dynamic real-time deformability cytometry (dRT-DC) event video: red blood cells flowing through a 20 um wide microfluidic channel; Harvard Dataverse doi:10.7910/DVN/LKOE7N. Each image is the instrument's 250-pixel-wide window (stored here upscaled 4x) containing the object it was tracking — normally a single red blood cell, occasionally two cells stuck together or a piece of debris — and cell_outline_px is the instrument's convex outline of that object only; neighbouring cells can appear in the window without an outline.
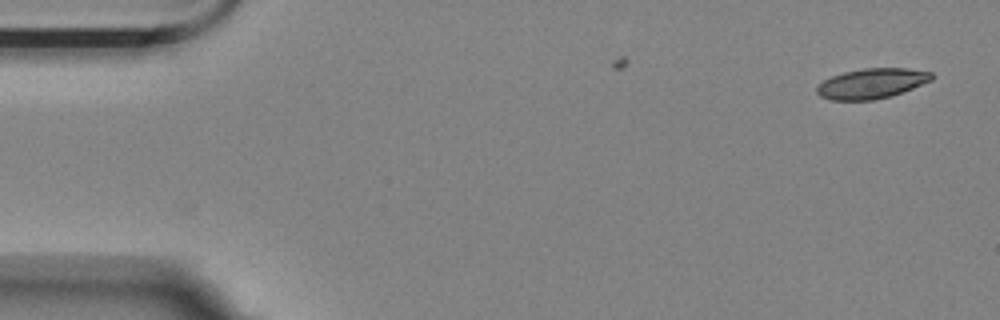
{"species": "Egyptian fruit bat (a non-hibernating species)", "species_latin": "Rousettus aegyptiacus", "temperature_condition": "room temperature", "stored_images_in_passage": 2, "camera_frame_rate_fps": 3000, "um_per_image_px": 0.085, "animal": {"sex": "female"}, "frame": {"image": 1, "passage_image": 2, "time_ms": 0.333, "image_size_px": [1000, 320], "cell_outline_px": [[932, 80], [892, 96], [872, 100], [832, 100], [820, 96], [816, 92], [816, 88], [824, 80], [832, 76], [844, 72], [864, 68], [904, 68], [932, 72]], "centroid_in_image_um": [74.08, 7.1], "position_along_channel_um": 10.9, "area_um2": 20.0}}